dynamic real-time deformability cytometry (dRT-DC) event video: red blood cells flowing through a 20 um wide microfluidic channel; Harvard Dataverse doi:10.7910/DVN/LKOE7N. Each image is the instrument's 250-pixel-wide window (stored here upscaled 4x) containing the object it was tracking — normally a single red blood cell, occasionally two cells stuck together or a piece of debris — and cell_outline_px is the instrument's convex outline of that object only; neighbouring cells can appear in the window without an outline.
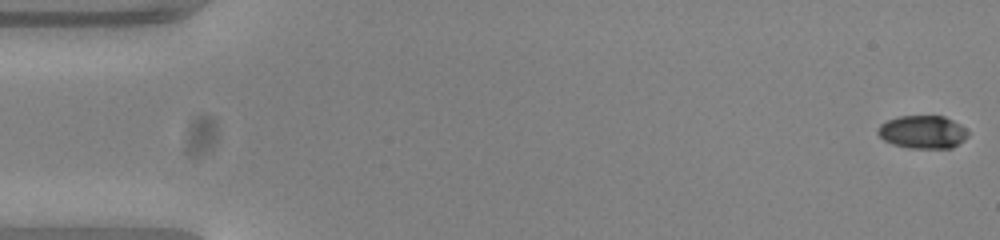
{"species": "common noctule bat (a hibernating species)", "species_latin": "Nyctalus noctula", "temperature_condition": "warm", "stored_images_in_passage": 10, "camera_frame_rate_fps": 3000, "um_per_image_px": 0.085, "animal": {"sex": "female", "body_mass_g": 23.0, "forearm_length_mm": 53.4}, "frame": {"image": 1, "passage_image": 1, "time_ms": 0.0, "image_size_px": [1000, 240], "cell_outline_px": [[968, 136], [964, 140], [952, 148], [908, 148], [892, 144], [884, 140], [876, 132], [876, 128], [880, 124], [888, 120], [900, 116], [944, 116], [960, 124], [968, 132]], "centroid_in_image_um": [78.41, 11.22], "position_along_channel_um": 6.6, "area_um2": 17.4}}